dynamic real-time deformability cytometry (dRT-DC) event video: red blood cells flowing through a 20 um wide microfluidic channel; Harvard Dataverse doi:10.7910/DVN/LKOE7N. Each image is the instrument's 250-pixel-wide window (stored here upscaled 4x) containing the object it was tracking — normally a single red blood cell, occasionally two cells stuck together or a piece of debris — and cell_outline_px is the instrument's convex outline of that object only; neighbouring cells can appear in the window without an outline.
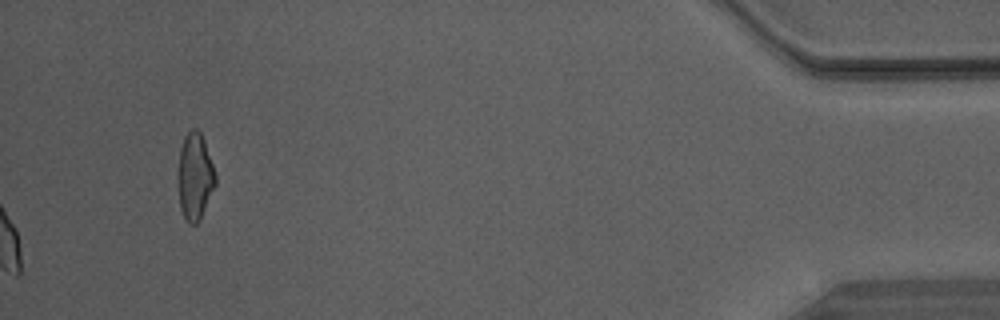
{"species": "Egyptian fruit bat (a non-hibernating species)", "species_latin": "Rousettus aegyptiacus", "temperature_condition": "warm", "stored_images_in_passage": 34, "camera_frame_rate_fps": 3000, "um_per_image_px": 0.085, "animal": {"sex": "male"}, "frame": {"image": 1, "passage_image": 34, "time_ms": 11.0, "image_size_px": [1000, 320], "cell_outline_px": [[216, 184], [200, 220], [196, 224], [188, 224], [180, 208], [180, 148], [184, 136], [192, 128], [196, 128], [200, 132], [204, 140], [216, 176]], "centroid_in_image_um": [16.6, 15.01], "position_along_channel_um": 418.6, "area_um2": 18.38}}